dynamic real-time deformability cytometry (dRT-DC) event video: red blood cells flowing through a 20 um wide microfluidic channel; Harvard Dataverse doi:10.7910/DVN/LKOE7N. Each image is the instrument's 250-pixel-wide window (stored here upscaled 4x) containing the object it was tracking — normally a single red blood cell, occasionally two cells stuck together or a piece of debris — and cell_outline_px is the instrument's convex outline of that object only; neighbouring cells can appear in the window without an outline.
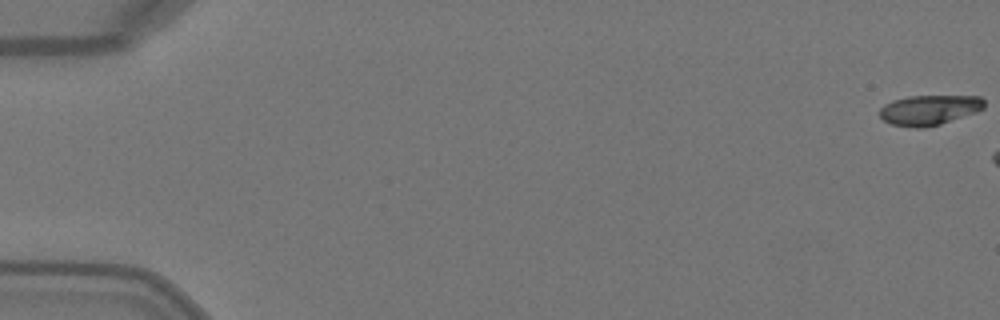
{"species": "Egyptian fruit bat (a non-hibernating species)", "species_latin": "Rousettus aegyptiacus", "temperature_condition": "warm", "stored_images_in_passage": 6, "camera_frame_rate_fps": 3000, "um_per_image_px": 0.085, "animal": {"sex": "female"}, "frame": {"image": 1, "passage_image": 1, "time_ms": 0.0, "image_size_px": [1000, 320], "cell_outline_px": [[984, 108], [976, 112], [940, 124], [924, 128], [916, 128], [892, 124], [884, 120], [880, 116], [880, 108], [884, 104], [892, 100], [908, 96], [980, 96], [984, 100]], "centroid_in_image_um": [78.98, 9.34], "position_along_channel_um": 6.0, "area_um2": 18.26}}